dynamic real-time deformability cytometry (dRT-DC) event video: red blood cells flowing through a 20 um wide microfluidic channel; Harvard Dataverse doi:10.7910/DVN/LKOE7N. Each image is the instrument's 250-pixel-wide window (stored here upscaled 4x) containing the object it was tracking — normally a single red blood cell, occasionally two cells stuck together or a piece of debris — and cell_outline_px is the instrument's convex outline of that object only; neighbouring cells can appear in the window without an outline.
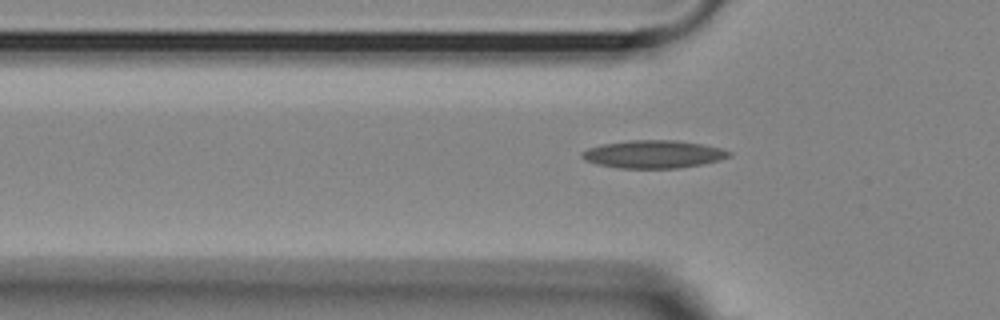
{"species": "Egyptian fruit bat (a non-hibernating species)", "species_latin": "Rousettus aegyptiacus", "temperature_condition": "room temperature", "stored_images_in_passage": 34, "camera_frame_rate_fps": 3000, "um_per_image_px": 0.085, "animal": {"sex": "female"}, "frame": {"image": 1, "passage_image": 3, "time_ms": 0.667, "image_size_px": [1000, 320], "cell_outline_px": [[732, 156], [720, 160], [680, 168], [616, 168], [596, 164], [584, 160], [580, 156], [580, 152], [588, 148], [600, 144], [632, 140], [676, 140], [700, 144], [720, 148], [732, 152]], "centroid_in_image_um": [55.5, 13.11], "position_along_channel_um": 70.3, "area_um2": 23.99}}
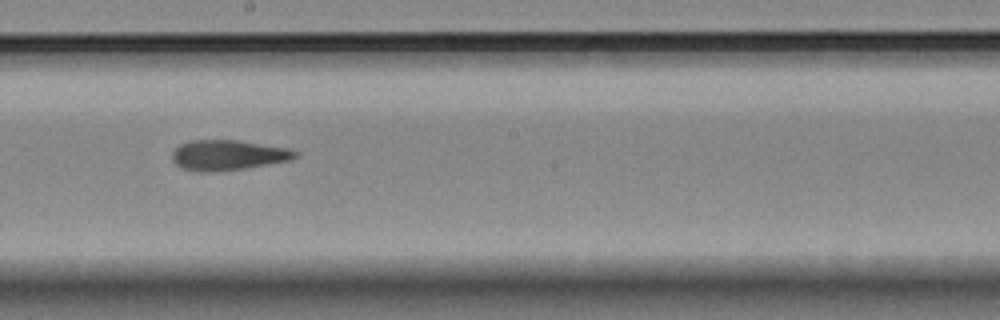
{"frame": {"image": 2, "passage_image": 16, "time_ms": 5.0, "image_size_px": [1000, 320], "cell_outline_px": [[300, 156], [292, 160], [244, 168], [212, 172], [196, 172], [184, 168], [176, 164], [172, 160], [172, 152], [180, 144], [192, 140], [236, 140], [288, 148], [300, 152]], "centroid_in_image_um": [19.41, 13.19], "position_along_channel_um": 228.8, "area_um2": 21.73}}
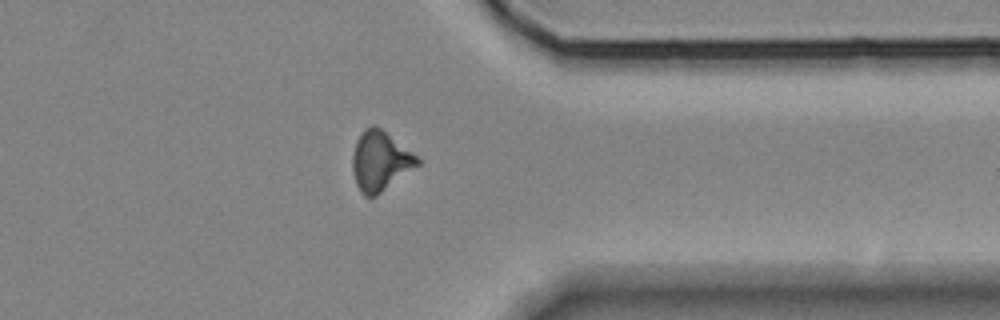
{"frame": {"image": 3, "passage_image": 29, "time_ms": 9.333, "image_size_px": [1000, 320], "cell_outline_px": [[420, 164], [376, 196], [364, 196], [360, 192], [356, 184], [352, 168], [352, 156], [356, 140], [364, 128], [372, 124], [380, 128], [412, 152], [420, 160]], "centroid_in_image_um": [32.28, 13.69], "position_along_channel_um": 379.1, "area_um2": 22.37}, "authors_computed_cell_mechanics": {"area_um2": 21.6172, "velocity_mm_per_s": 3.6297, "shape_relaxation_time_tau1_ms": null, "shape_relaxation_time_tau2_ms": 4.2621, "deformation_change_tau1": null, "deformation_change_tau2": 0.1433}}